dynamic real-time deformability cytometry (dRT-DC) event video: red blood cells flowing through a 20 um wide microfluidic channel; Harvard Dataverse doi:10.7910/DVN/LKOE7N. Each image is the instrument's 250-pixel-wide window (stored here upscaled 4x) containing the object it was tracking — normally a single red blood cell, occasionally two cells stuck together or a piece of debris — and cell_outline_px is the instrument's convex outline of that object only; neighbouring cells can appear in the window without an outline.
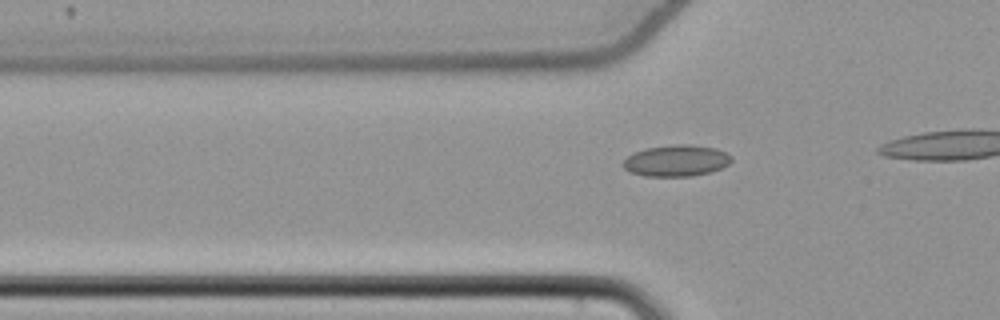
{"species": "common noctule bat (a hibernating species)", "species_latin": "Nyctalus noctula", "temperature_condition": "cold", "stored_images_in_passage": 11, "camera_frame_rate_fps": 3000, "um_per_image_px": 0.085, "animal": {"sex": "female", "body_mass_g": 22.7, "forearm_length_mm": 54.2}, "frame": {"image": 1, "passage_image": 5, "time_ms": 1.333, "image_size_px": [1000, 320], "cell_outline_px": [[732, 160], [728, 164], [712, 172], [692, 176], [644, 176], [632, 172], [624, 168], [624, 160], [632, 152], [644, 148], [676, 144], [688, 144], [716, 148], [732, 156]], "centroid_in_image_um": [57.49, 13.65], "position_along_channel_um": 68.3, "area_um2": 19.83}}
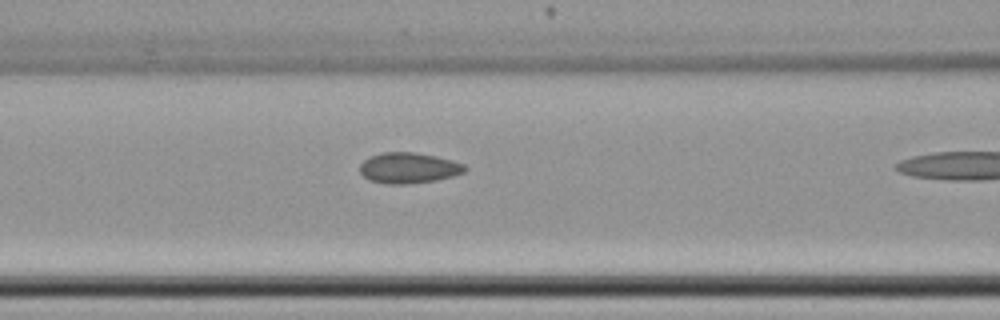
{"frame": {"image": 2, "passage_image": 10, "time_ms": 3.0, "image_size_px": [1000, 320], "cell_outline_px": [[468, 168], [464, 172], [452, 176], [436, 180], [408, 184], [388, 184], [368, 180], [360, 172], [360, 164], [364, 160], [380, 152], [416, 152], [436, 156], [452, 160], [464, 164]], "centroid_in_image_um": [34.73, 14.27], "position_along_channel_um": 131.9, "area_um2": 18.84}}